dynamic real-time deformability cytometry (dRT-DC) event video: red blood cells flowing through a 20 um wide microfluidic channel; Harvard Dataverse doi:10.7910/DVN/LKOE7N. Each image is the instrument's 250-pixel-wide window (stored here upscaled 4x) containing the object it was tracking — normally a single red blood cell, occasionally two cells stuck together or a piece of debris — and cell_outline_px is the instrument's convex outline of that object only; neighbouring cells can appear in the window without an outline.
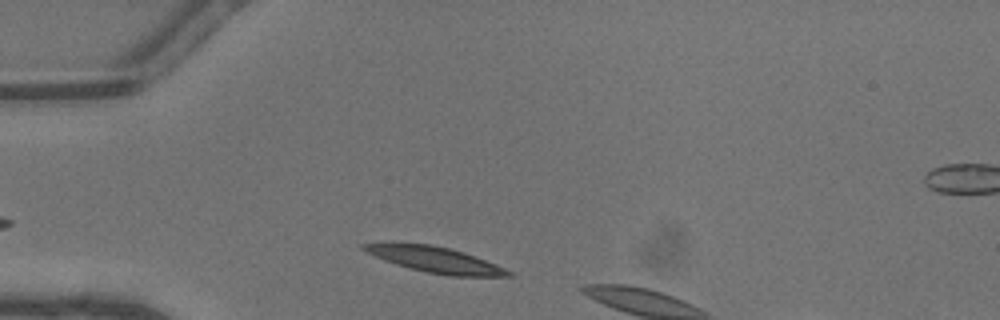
{"species": "common noctule bat (a hibernating species)", "species_latin": "Nyctalus noctula", "temperature_condition": "warm", "stored_images_in_passage": 4, "camera_frame_rate_fps": 3000, "um_per_image_px": 0.085, "animal": {"sex": "male", "body_mass_g": 13.3}, "frame": {"image": 1, "passage_image": 2, "time_ms": 0.333, "image_size_px": [1000, 320], "cell_outline_px": [[512, 276], [448, 276], [408, 268], [384, 260], [360, 248], [360, 244], [392, 240], [432, 244], [464, 252], [496, 264], [512, 272]], "centroid_in_image_um": [36.88, 22.02], "position_along_channel_um": 48.1, "area_um2": 22.2}}